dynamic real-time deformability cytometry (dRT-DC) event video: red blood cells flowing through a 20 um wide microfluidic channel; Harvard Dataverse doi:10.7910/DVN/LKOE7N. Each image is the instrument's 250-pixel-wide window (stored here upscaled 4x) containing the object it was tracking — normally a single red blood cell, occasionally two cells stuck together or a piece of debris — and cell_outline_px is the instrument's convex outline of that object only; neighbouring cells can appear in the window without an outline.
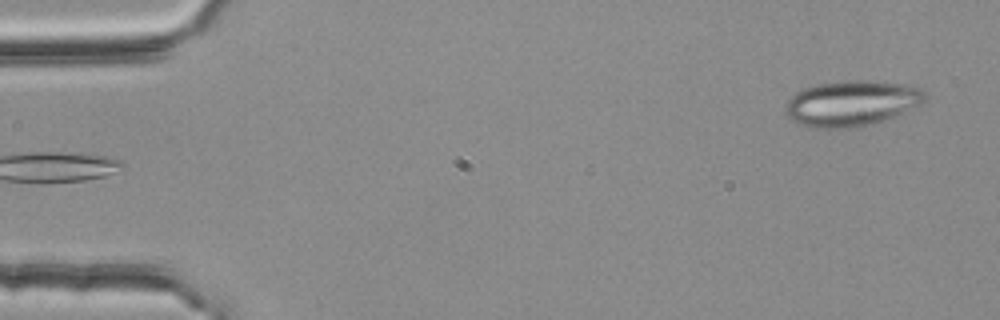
{"species": "common noctule bat (a hibernating species)", "species_latin": "Nyctalus noctula", "temperature_condition": "room temperature", "stored_images_in_passage": 3, "camera_frame_rate_fps": 3000, "um_per_image_px": 0.085, "animal": {"sex": "female", "body_mass_g": 25.1}, "frame": {"image": 1, "passage_image": 3, "time_ms": 0.667, "image_size_px": [1000, 320], "cell_outline_px": [[924, 100], [892, 116], [856, 128], [816, 128], [800, 124], [792, 120], [788, 116], [788, 100], [796, 92], [804, 88], [820, 84], [840, 80], [868, 80], [912, 84], [920, 88], [924, 92]], "centroid_in_image_um": [72.36, 8.75], "position_along_channel_um": 12.6, "area_um2": 36.36}}